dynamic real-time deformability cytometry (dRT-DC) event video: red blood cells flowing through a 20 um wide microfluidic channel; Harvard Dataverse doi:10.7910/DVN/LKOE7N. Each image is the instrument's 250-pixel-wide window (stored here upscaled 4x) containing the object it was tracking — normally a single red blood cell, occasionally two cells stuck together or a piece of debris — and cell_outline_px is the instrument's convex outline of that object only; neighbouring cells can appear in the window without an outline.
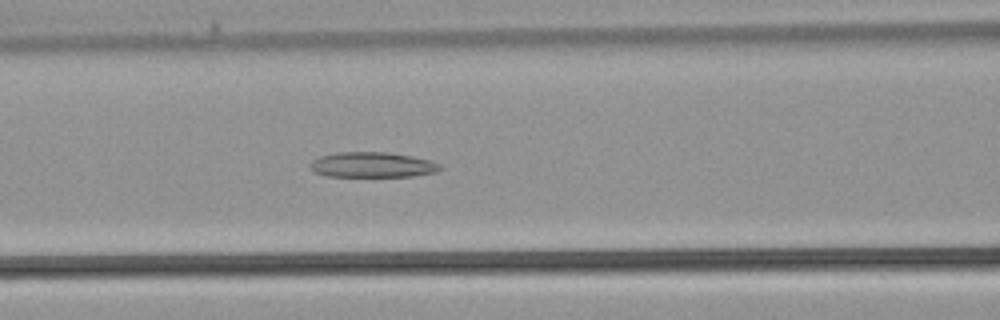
{"species": "common noctule bat (a hibernating species)", "species_latin": "Nyctalus noctula", "temperature_condition": "warm", "stored_images_in_passage": 36, "camera_frame_rate_fps": 3000, "um_per_image_px": 0.085, "animal": {"sex": "male", "body_mass_g": 21.5, "forearm_length_mm": 52.0}, "frame": {"image": 1, "passage_image": 14, "time_ms": 4.333, "image_size_px": [1000, 320], "cell_outline_px": [[444, 168], [436, 172], [412, 176], [324, 176], [312, 172], [308, 164], [312, 160], [320, 156], [336, 152], [388, 152], [412, 156], [428, 160], [440, 164]], "centroid_in_image_um": [31.6, 14.01], "position_along_channel_um": 135.0, "area_um2": 19.31}}
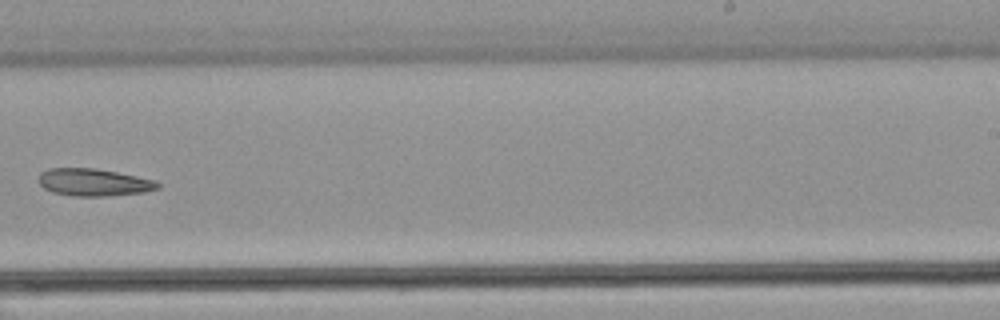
{"frame": {"image": 2, "passage_image": 22, "time_ms": 7.0, "image_size_px": [1000, 320], "cell_outline_px": [[160, 188], [144, 192], [112, 196], [72, 196], [52, 192], [44, 188], [40, 184], [40, 172], [48, 168], [96, 168], [136, 176], [152, 180], [160, 184]], "centroid_in_image_um": [7.95, 15.5], "position_along_channel_um": 281.0, "area_um2": 18.96}}
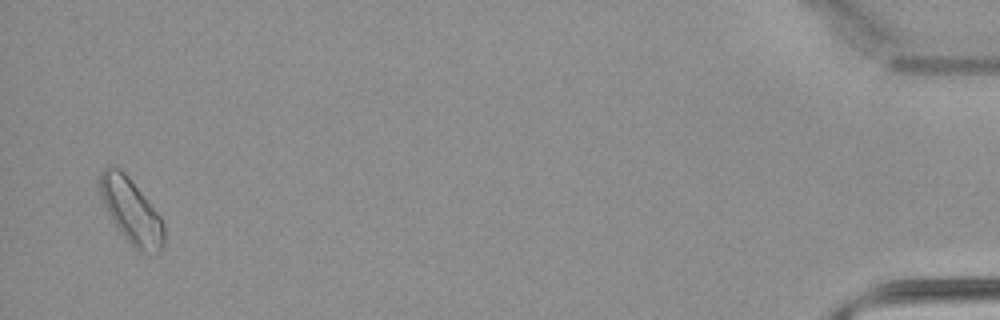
{"frame": {"image": 3, "passage_image": 35, "time_ms": 11.333, "image_size_px": [1000, 320], "cell_outline_px": [[164, 244], [160, 252], [140, 252], [124, 236], [112, 220], [100, 196], [96, 184], [96, 176], [108, 164], [120, 168], [128, 176], [160, 216], [164, 224]], "centroid_in_image_um": [11.1, 17.86], "position_along_channel_um": 424.1, "area_um2": 24.33}}